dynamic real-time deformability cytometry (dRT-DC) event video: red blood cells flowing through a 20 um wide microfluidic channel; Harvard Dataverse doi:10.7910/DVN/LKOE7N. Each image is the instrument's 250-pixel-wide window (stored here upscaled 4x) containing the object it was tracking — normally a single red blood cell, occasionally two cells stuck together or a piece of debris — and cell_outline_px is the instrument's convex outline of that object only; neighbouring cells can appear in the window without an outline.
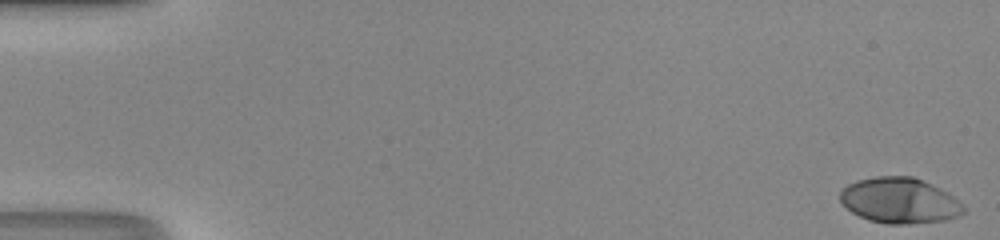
{"species": "human", "species_latin": "Homo sapiens", "temperature_condition": "room temperature", "stored_images_in_passage": 51, "camera_frame_rate_fps": 3000, "um_per_image_px": 0.085, "donor": {"sex": "male"}, "frame": {"image": 1, "passage_image": 1, "time_ms": 0.0, "image_size_px": [1000, 240], "cell_outline_px": [[964, 212], [956, 216], [944, 220], [908, 224], [888, 224], [868, 220], [852, 212], [840, 200], [840, 192], [848, 184], [856, 180], [876, 176], [912, 176], [948, 192], [964, 208]], "centroid_in_image_um": [76.43, 17.04], "position_along_channel_um": 8.6, "area_um2": 32.43}}
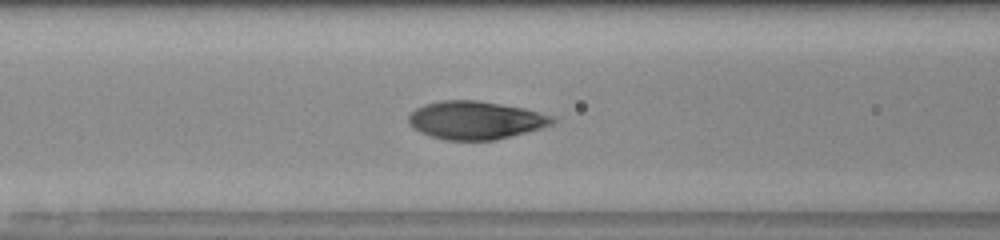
{"frame": {"image": 2, "passage_image": 22, "time_ms": 7.0, "image_size_px": [1000, 240], "cell_outline_px": [[556, 120], [552, 124], [540, 128], [512, 136], [496, 140], [444, 140], [428, 136], [412, 128], [408, 124], [408, 116], [416, 108], [424, 104], [440, 100], [476, 100], [524, 108], [556, 116]], "centroid_in_image_um": [40.4, 10.22], "position_along_channel_um": 126.2, "area_um2": 32.19}}
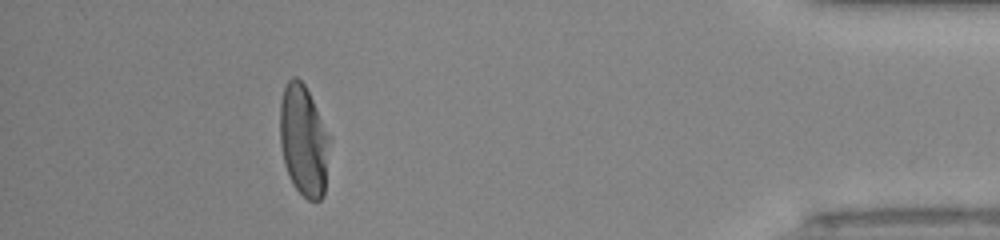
{"frame": {"image": 3, "passage_image": 46, "time_ms": 15.0, "image_size_px": [1000, 240], "cell_outline_px": [[328, 136], [324, 196], [320, 200], [308, 200], [292, 184], [288, 176], [284, 164], [280, 144], [280, 104], [284, 88], [288, 80], [292, 76], [296, 76], [304, 84], [312, 100]], "centroid_in_image_um": [25.75, 11.96], "position_along_channel_um": 409.4, "area_um2": 31.39}, "authors_computed_cell_mechanics": {"area_um2": 31.9056, "velocity_mm_per_s": 4.1908, "shape_relaxation_time_tau1_ms": 3.3737, "shape_relaxation_time_tau2_ms": null, "deformation_change_tau1": 0.2094, "deformation_change_tau2": null}}